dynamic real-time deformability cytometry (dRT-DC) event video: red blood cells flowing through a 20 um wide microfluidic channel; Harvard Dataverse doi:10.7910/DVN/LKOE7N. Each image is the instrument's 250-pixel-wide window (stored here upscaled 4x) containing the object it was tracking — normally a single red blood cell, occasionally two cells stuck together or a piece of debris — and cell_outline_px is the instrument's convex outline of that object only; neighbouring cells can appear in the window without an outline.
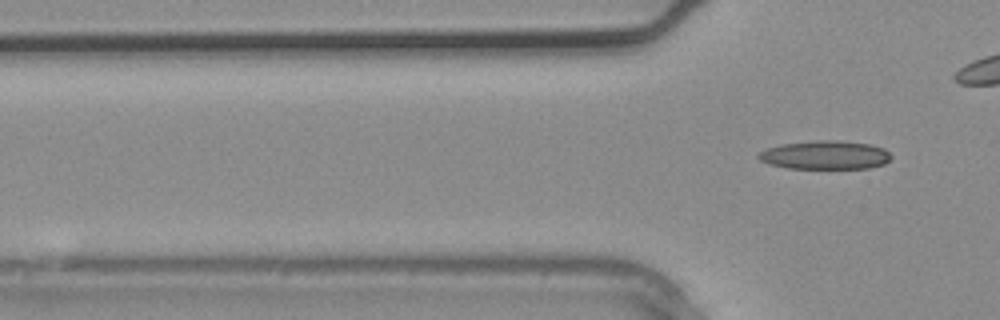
{"species": "common noctule bat (a hibernating species)", "species_latin": "Nyctalus noctula", "temperature_condition": "warm", "stored_images_in_passage": 4, "camera_frame_rate_fps": 3000, "um_per_image_px": 0.085, "animal": {"sex": "male", "body_mass_g": 20.4}, "frame": {"image": 1, "passage_image": 4, "time_ms": 1.0, "image_size_px": [1000, 320], "cell_outline_px": [[892, 156], [884, 164], [868, 168], [788, 168], [768, 164], [760, 160], [756, 156], [756, 152], [780, 144], [816, 140], [836, 140], [872, 144], [884, 148]], "centroid_in_image_um": [70.11, 13.17], "position_along_channel_um": 55.7, "area_um2": 22.25}}